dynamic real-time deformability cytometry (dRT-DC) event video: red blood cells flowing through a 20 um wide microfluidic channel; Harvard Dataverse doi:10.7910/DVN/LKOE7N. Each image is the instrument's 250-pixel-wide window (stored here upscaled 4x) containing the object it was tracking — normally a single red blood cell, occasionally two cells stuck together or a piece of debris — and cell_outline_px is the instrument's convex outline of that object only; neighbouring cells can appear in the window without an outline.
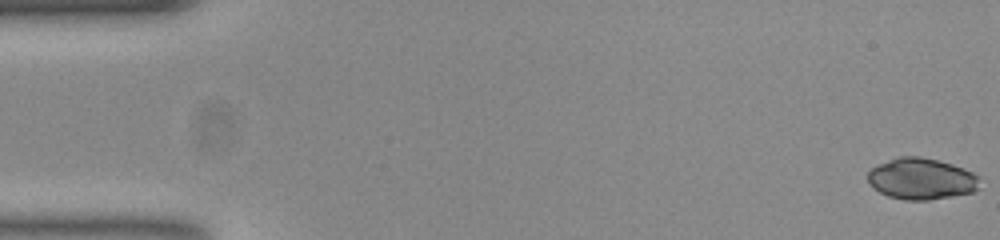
{"species": "common noctule bat (a hibernating species)", "species_latin": "Nyctalus noctula", "temperature_condition": "room temperature", "stored_images_in_passage": 54, "camera_frame_rate_fps": 3000, "um_per_image_px": 0.085, "animal": {"sex": "female", "body_mass_g": 23.0, "forearm_length_mm": 53.4}, "frame": {"image": 1, "passage_image": 1, "time_ms": 0.0, "image_size_px": [1000, 240], "cell_outline_px": [[980, 176], [976, 188], [972, 192], [952, 196], [928, 200], [904, 200], [888, 196], [872, 188], [868, 180], [868, 172], [872, 168], [880, 164], [900, 156], [920, 156], [952, 164], [964, 168]], "centroid_in_image_um": [78.31, 15.2], "position_along_channel_um": 6.7, "area_um2": 26.76}}
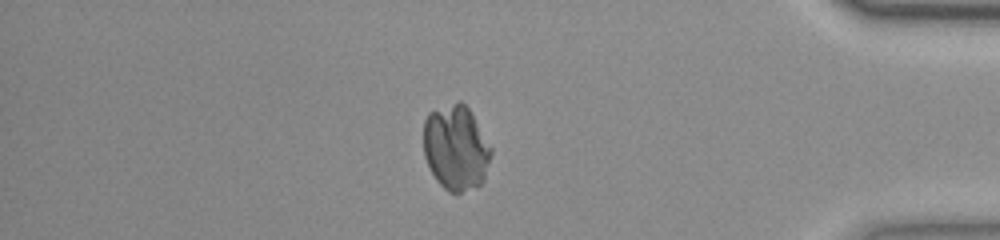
{"frame": {"image": 2, "passage_image": 46, "time_ms": 15.0, "image_size_px": [1000, 240], "cell_outline_px": [[492, 152], [484, 180], [480, 184], [456, 196], [448, 192], [436, 180], [424, 156], [424, 120], [428, 112], [456, 100], [460, 100], [468, 108], [492, 148]], "centroid_in_image_um": [38.74, 12.57], "position_along_channel_um": 396.5, "area_um2": 33.81}}
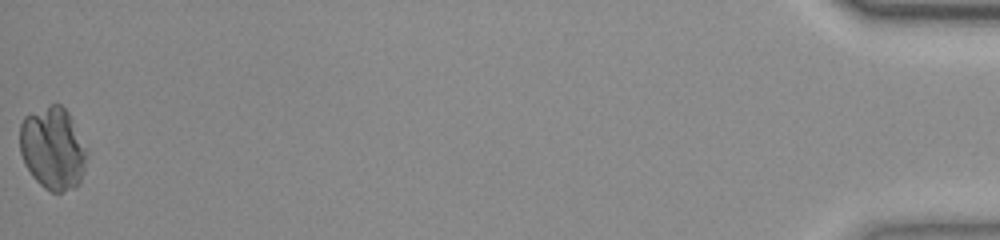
{"frame": {"image": 3, "passage_image": 54, "time_ms": 17.667, "image_size_px": [1000, 240], "cell_outline_px": [[88, 152], [80, 184], [72, 188], [60, 192], [52, 192], [44, 188], [32, 176], [24, 164], [20, 152], [20, 124], [24, 116], [52, 104], [60, 104], [68, 112], [88, 148]], "centroid_in_image_um": [4.5, 12.62], "position_along_channel_um": 430.7, "area_um2": 32.43}}